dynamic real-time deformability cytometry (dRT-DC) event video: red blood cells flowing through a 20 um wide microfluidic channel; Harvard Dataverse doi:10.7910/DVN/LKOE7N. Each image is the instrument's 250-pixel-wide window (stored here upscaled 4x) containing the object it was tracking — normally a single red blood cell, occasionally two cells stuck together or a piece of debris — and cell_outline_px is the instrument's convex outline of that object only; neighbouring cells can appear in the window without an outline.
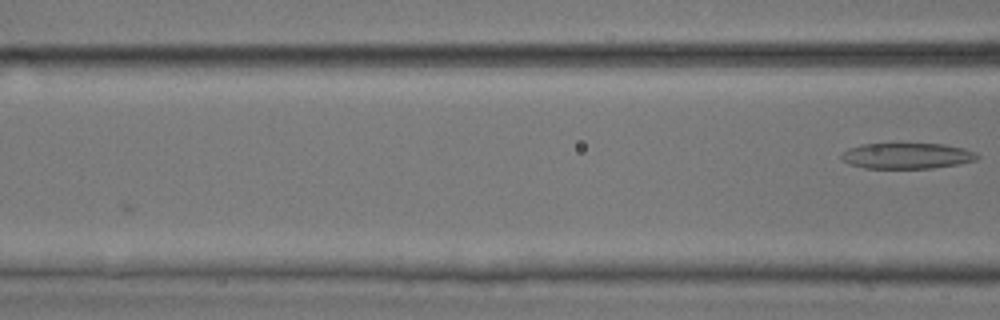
{"species": "common noctule bat (a hibernating species)", "species_latin": "Nyctalus noctula", "temperature_condition": "room temperature", "stored_images_in_passage": 3, "camera_frame_rate_fps": 3000, "um_per_image_px": 0.085, "animal": {"sex": "male", "body_mass_g": 17.9, "forearm_length_mm": 54.2}, "frame": {"image": 1, "passage_image": 3, "time_ms": 0.667, "image_size_px": [1000, 320], "cell_outline_px": [[980, 156], [976, 160], [960, 164], [932, 168], [864, 168], [848, 164], [840, 156], [848, 148], [860, 144], [944, 144], [964, 148], [976, 152]], "centroid_in_image_um": [77.11, 13.25], "position_along_channel_um": 89.5, "area_um2": 20.46}}